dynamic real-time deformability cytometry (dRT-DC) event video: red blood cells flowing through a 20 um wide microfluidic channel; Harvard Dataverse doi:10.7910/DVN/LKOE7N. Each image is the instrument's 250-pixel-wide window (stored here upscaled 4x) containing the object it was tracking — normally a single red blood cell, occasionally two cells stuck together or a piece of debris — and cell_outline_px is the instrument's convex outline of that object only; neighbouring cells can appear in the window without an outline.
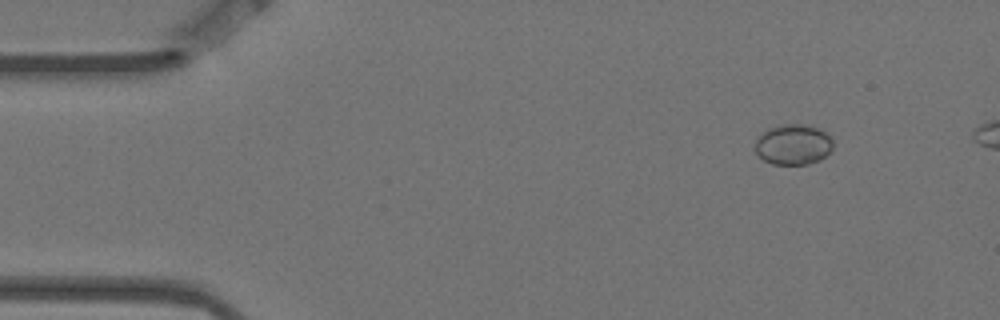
{"species": "Egyptian fruit bat (a non-hibernating species)", "species_latin": "Rousettus aegyptiacus", "temperature_condition": "warm", "stored_images_in_passage": 7, "camera_frame_rate_fps": 3000, "um_per_image_px": 0.085, "animal": {"sex": "female"}, "frame": {"image": 1, "passage_image": 1, "time_ms": 0.0, "image_size_px": [1000, 320], "cell_outline_px": [[832, 148], [820, 160], [808, 164], [772, 164], [764, 160], [756, 152], [756, 140], [768, 128], [780, 124], [808, 124], [820, 128], [828, 132], [832, 140]], "centroid_in_image_um": [67.45, 12.26], "position_along_channel_um": 17.5, "area_um2": 18.44}}
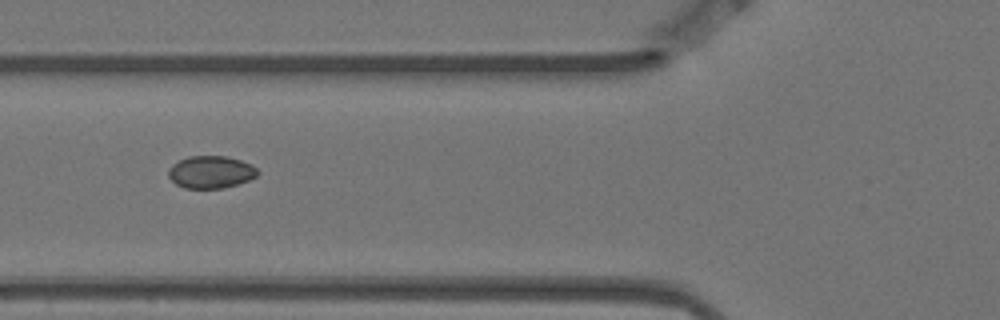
{"frame": {"image": 2, "passage_image": 5, "time_ms": 1.333, "image_size_px": [1000, 320], "cell_outline_px": [[260, 172], [256, 176], [248, 180], [224, 188], [184, 188], [176, 184], [168, 176], [168, 168], [172, 164], [188, 156], [228, 156], [252, 164]], "centroid_in_image_um": [17.91, 14.62], "position_along_channel_um": 107.9, "area_um2": 16.88}}
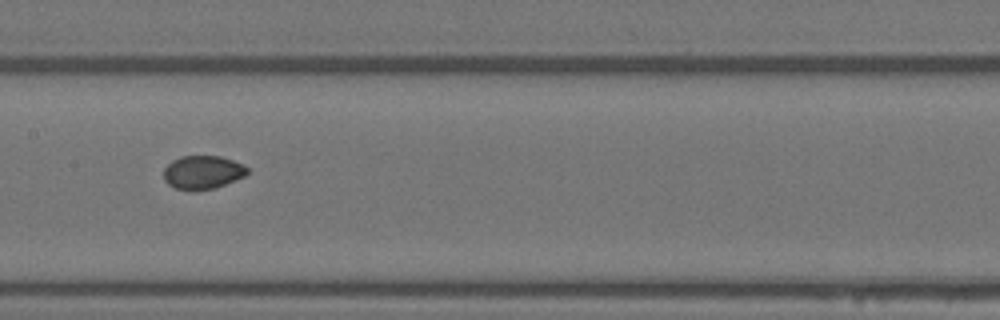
{"frame": {"image": 3, "passage_image": 7, "time_ms": 2.0, "image_size_px": [1000, 320], "cell_outline_px": [[248, 172], [244, 176], [216, 188], [196, 192], [192, 192], [176, 188], [168, 184], [164, 180], [164, 168], [172, 160], [180, 156], [220, 156], [244, 164], [248, 168]], "centroid_in_image_um": [17.21, 14.66], "position_along_channel_um": 190.2, "area_um2": 16.59}}